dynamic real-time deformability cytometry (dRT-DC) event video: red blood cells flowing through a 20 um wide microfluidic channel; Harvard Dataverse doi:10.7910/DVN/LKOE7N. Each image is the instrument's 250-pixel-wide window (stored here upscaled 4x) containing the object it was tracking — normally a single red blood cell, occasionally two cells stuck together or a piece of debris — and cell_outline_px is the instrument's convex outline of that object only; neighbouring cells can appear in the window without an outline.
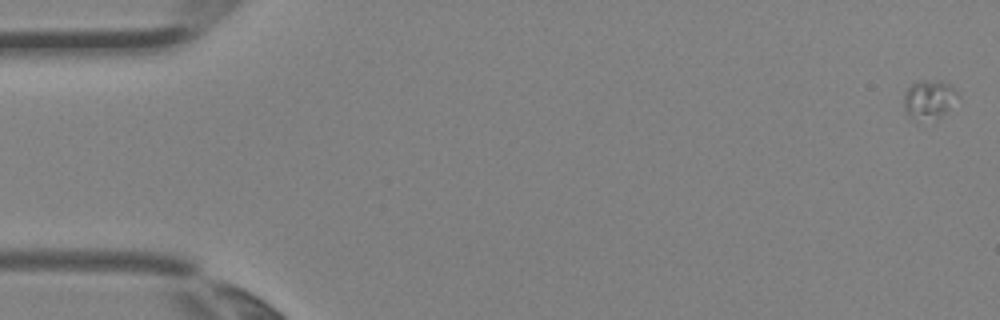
{"species": "Egyptian fruit bat (a non-hibernating species)", "species_latin": "Rousettus aegyptiacus", "temperature_condition": "room temperature", "stored_images_in_passage": 4, "camera_frame_rate_fps": 3000, "um_per_image_px": 0.085, "animal": {"sex": "female"}, "frame": {"image": 1, "passage_image": 1, "time_ms": 0.0, "image_size_px": [1000, 320], "cell_outline_px": [[960, 96], [936, 120], [908, 116], [904, 108], [904, 92], [916, 80], [944, 80]], "centroid_in_image_um": [78.95, 8.4], "position_along_channel_um": 6.0, "area_um2": 12.02}}